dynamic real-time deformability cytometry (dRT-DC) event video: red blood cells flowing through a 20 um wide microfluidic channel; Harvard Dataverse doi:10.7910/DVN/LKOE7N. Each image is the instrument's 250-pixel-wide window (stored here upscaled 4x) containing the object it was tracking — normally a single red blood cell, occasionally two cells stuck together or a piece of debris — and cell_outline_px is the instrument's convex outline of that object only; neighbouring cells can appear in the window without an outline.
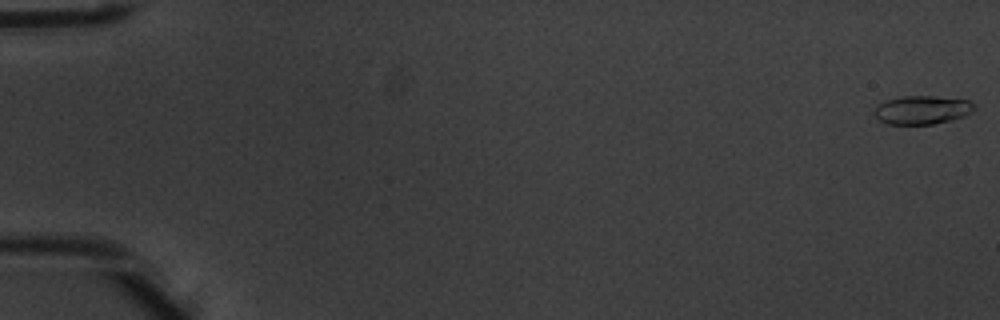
{"species": "common noctule bat (a hibernating species)", "species_latin": "Nyctalus noctula", "temperature_condition": "warm", "stored_images_in_passage": 5, "camera_frame_rate_fps": 3000, "um_per_image_px": 0.085, "animal": {"sex": "male", "body_mass_g": 20.1, "forearm_length_mm": 53.5}, "frame": {"image": 1, "passage_image": 1, "time_ms": 0.0, "image_size_px": [1000, 320], "cell_outline_px": [[976, 108], [972, 112], [964, 116], [932, 124], [888, 124], [880, 120], [872, 112], [884, 100], [900, 96], [936, 96], [968, 100]], "centroid_in_image_um": [78.36, 9.33], "position_along_channel_um": 6.6, "area_um2": 16.53}}
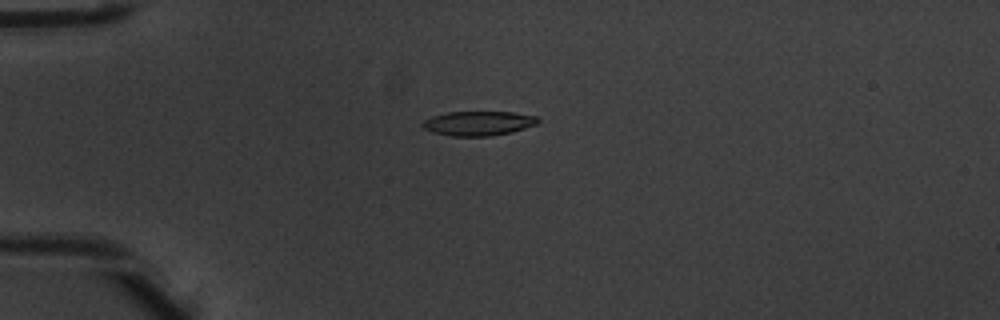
{"frame": {"image": 2, "passage_image": 5, "time_ms": 1.333, "image_size_px": [1000, 320], "cell_outline_px": [[540, 120], [536, 124], [512, 132], [492, 136], [452, 136], [432, 132], [424, 128], [420, 124], [424, 120], [432, 116], [448, 112], [512, 112], [536, 116]], "centroid_in_image_um": [40.65, 10.48], "position_along_channel_um": 44.4, "area_um2": 16.42}}